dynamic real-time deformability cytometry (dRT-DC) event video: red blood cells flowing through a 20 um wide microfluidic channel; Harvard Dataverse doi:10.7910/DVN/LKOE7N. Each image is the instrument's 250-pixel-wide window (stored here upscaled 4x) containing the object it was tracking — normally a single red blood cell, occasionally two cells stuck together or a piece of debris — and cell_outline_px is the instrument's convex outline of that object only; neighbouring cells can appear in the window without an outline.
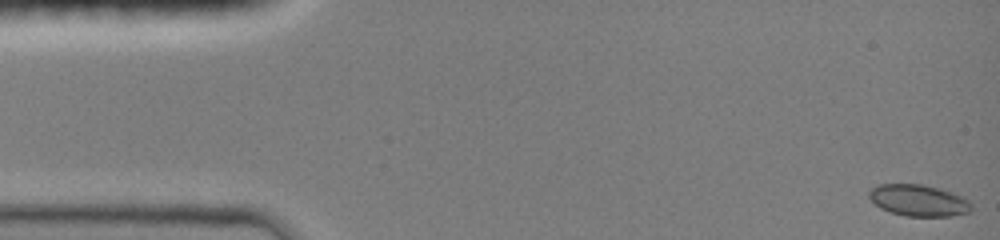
{"species": "common noctule bat (a hibernating species)", "species_latin": "Nyctalus noctula", "temperature_condition": "room temperature", "stored_images_in_passage": 27, "camera_frame_rate_fps": 3000, "um_per_image_px": 0.085, "animal": {"sex": "female", "body_mass_g": 19.0, "forearm_length_mm": 51.5}, "frame": {"image": 1, "passage_image": 1, "time_ms": 0.0, "image_size_px": [1000, 240], "cell_outline_px": [[972, 212], [952, 216], [904, 216], [880, 208], [868, 196], [868, 192], [872, 188], [880, 184], [924, 184], [940, 188], [964, 196], [972, 204]], "centroid_in_image_um": [78.13, 17.03], "position_along_channel_um": 6.9, "area_um2": 19.02}}
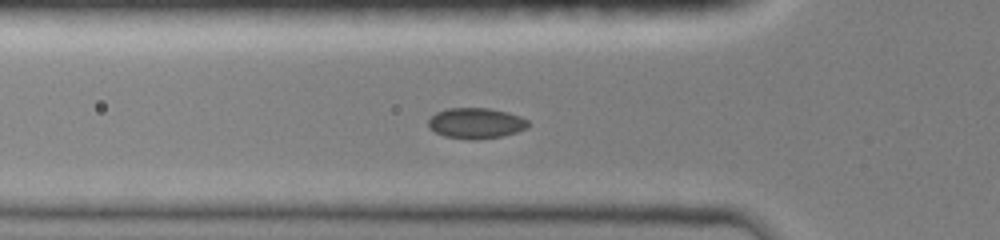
{"frame": {"image": 2, "passage_image": 16, "time_ms": 5.0, "image_size_px": [1000, 240], "cell_outline_px": [[528, 128], [516, 132], [500, 136], [444, 136], [428, 128], [428, 120], [436, 112], [448, 108], [488, 108], [508, 112], [520, 116], [528, 120]], "centroid_in_image_um": [40.46, 10.41], "position_along_channel_um": 85.3, "area_um2": 16.99}}
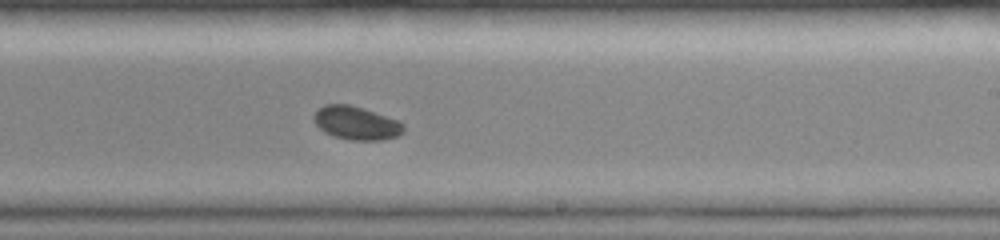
{"frame": {"image": 3, "passage_image": 27, "time_ms": 8.667, "image_size_px": [1000, 240], "cell_outline_px": [[404, 132], [396, 136], [380, 140], [352, 140], [336, 136], [324, 132], [316, 124], [312, 116], [324, 104], [348, 104], [400, 120], [404, 124]], "centroid_in_image_um": [30.3, 10.45], "position_along_channel_um": 258.7, "area_um2": 17.28}}